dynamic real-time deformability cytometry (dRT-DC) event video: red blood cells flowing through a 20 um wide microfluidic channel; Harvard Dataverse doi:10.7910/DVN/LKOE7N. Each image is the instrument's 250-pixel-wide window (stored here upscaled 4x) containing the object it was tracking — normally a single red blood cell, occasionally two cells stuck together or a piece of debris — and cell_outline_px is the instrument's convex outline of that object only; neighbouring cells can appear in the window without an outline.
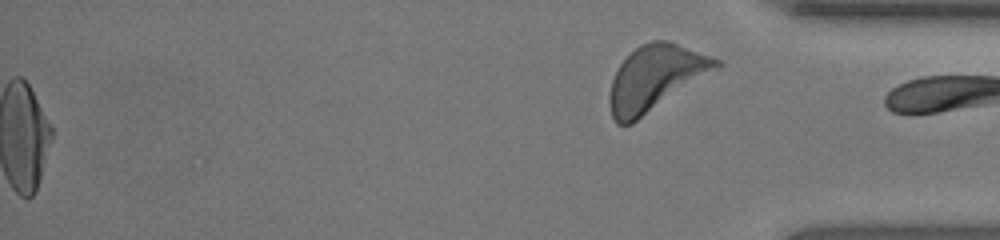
{"species": "human", "species_latin": "Homo sapiens", "temperature_condition": "room temperature", "stored_images_in_passage": 54, "segment_of_instrument_passage": [2, 2], "camera_frame_rate_fps": 3000, "um_per_image_px": 0.085, "donor": {"sex": "female"}, "frame": {"image": 1, "passage_image": 54, "time_ms": 17.667, "image_size_px": [1000, 240], "cell_outline_px": [[724, 64], [720, 68], [632, 124], [616, 124], [612, 116], [608, 104], [608, 96], [612, 80], [620, 64], [640, 44], [652, 40], [668, 40], [720, 60]], "centroid_in_image_um": [55.72, 6.64], "position_along_channel_um": 379.5, "area_um2": 40.58}}